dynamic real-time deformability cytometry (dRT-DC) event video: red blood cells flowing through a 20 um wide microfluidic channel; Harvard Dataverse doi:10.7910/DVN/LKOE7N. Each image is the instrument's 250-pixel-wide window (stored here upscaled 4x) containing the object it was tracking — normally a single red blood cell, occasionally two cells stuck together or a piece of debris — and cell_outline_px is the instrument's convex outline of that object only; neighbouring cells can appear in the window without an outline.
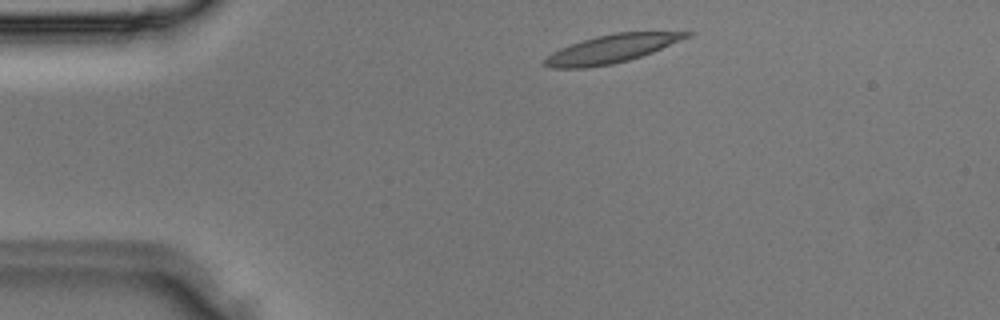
{"species": "Egyptian fruit bat (a non-hibernating species)", "species_latin": "Rousettus aegyptiacus", "temperature_condition": "room temperature", "stored_images_in_passage": 3, "camera_frame_rate_fps": 3000, "um_per_image_px": 0.085, "animal": {"sex": "male"}, "frame": {"image": 1, "passage_image": 1, "time_ms": 0.0, "image_size_px": [1000, 320], "cell_outline_px": [[692, 36], [652, 52], [628, 60], [612, 64], [588, 68], [552, 68], [544, 64], [544, 60], [552, 52], [560, 48], [596, 36], [616, 32], [692, 32]], "centroid_in_image_um": [51.98, 4.15], "position_along_channel_um": 33.0, "area_um2": 23.0}}